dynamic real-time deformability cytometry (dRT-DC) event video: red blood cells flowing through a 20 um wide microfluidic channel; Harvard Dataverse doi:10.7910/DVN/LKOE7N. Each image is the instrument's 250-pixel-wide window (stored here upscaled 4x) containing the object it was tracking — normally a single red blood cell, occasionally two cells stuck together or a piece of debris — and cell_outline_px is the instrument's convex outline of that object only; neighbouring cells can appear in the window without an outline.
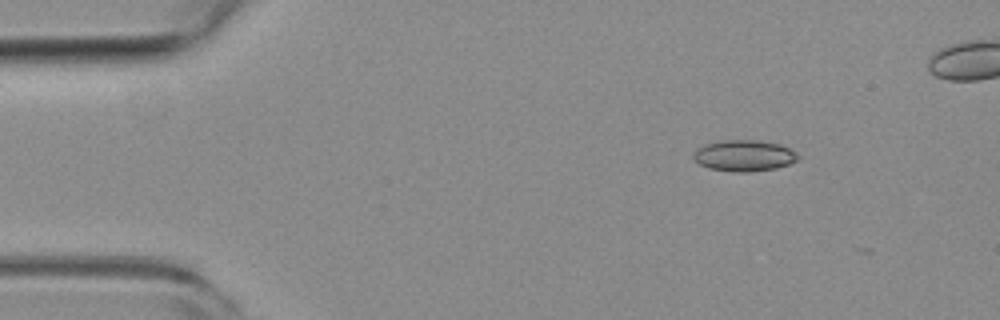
{"species": "common noctule bat (a hibernating species)", "species_latin": "Nyctalus noctula", "temperature_condition": "room temperature", "stored_images_in_passage": 4, "camera_frame_rate_fps": 3000, "um_per_image_px": 0.085, "animal": {"sex": "female", "body_mass_g": 19.3, "forearm_length_mm": 54.1}, "frame": {"image": 1, "passage_image": 1, "time_ms": 0.0, "image_size_px": [1000, 320], "cell_outline_px": [[800, 156], [796, 160], [788, 164], [776, 168], [748, 172], [732, 172], [708, 168], [700, 164], [692, 156], [696, 148], [704, 144], [720, 140], [760, 140], [780, 144], [796, 152]], "centroid_in_image_um": [63.23, 13.22], "position_along_channel_um": 21.8, "area_um2": 19.13}}